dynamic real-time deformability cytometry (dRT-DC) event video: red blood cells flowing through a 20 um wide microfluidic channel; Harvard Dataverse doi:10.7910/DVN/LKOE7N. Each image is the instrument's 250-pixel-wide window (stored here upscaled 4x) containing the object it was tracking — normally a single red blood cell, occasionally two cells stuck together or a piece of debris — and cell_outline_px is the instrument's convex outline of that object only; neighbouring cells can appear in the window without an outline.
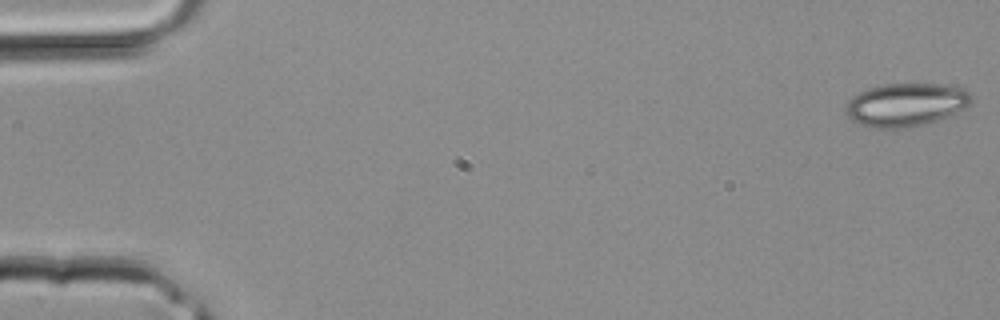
{"species": "common noctule bat (a hibernating species)", "species_latin": "Nyctalus noctula", "temperature_condition": "room temperature", "stored_images_in_passage": 3, "camera_frame_rate_fps": 3000, "um_per_image_px": 0.085, "animal": {"sex": "male", "body_mass_g": 20.4}, "frame": {"image": 1, "passage_image": 3, "time_ms": 0.667, "image_size_px": [1000, 320], "cell_outline_px": [[972, 100], [964, 108], [948, 116], [912, 128], [868, 128], [852, 120], [844, 112], [844, 108], [848, 100], [852, 96], [868, 88], [884, 84], [940, 84], [964, 88], [972, 96]], "centroid_in_image_um": [76.96, 8.91], "position_along_channel_um": 8.0, "area_um2": 31.79}}